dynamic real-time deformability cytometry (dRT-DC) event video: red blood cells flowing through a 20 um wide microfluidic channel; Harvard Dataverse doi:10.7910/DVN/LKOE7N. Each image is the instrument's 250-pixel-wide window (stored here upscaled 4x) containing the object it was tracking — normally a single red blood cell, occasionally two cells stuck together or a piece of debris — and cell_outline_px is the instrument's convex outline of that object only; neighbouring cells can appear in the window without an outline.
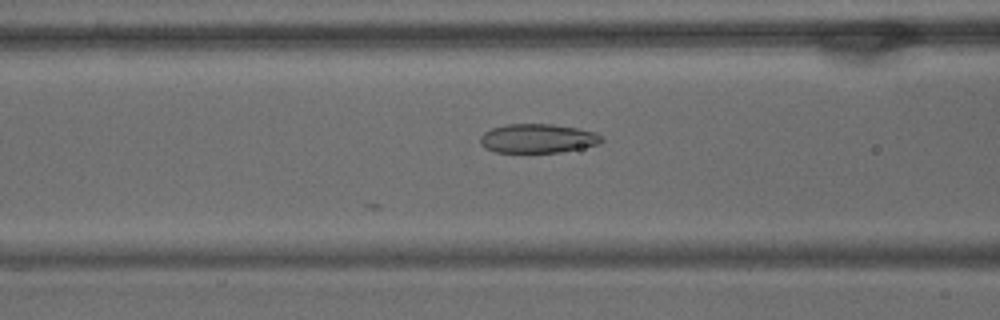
{"species": "common noctule bat (a hibernating species)", "species_latin": "Nyctalus noctula", "temperature_condition": "warm", "stored_images_in_passage": 42, "camera_frame_rate_fps": 3000, "um_per_image_px": 0.085, "animal": {"sex": "male", "body_mass_g": 15.6}, "frame": {"image": 1, "passage_image": 7, "time_ms": 2.0, "image_size_px": [1000, 320], "cell_outline_px": [[604, 140], [600, 144], [560, 152], [496, 152], [484, 148], [480, 144], [480, 136], [484, 132], [492, 128], [504, 124], [552, 124], [576, 128], [596, 132], [604, 136]], "centroid_in_image_um": [45.71, 11.76], "position_along_channel_um": 120.9, "area_um2": 20.69}}
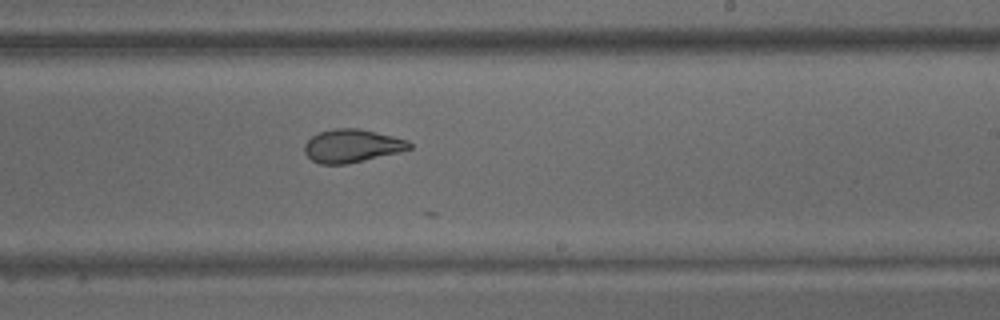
{"frame": {"image": 2, "passage_image": 19, "time_ms": 6.0, "image_size_px": [1000, 320], "cell_outline_px": [[412, 148], [400, 152], [348, 164], [320, 164], [312, 160], [304, 152], [304, 144], [312, 136], [320, 132], [336, 128], [356, 128], [376, 132], [408, 140], [412, 144]], "centroid_in_image_um": [29.92, 12.4], "position_along_channel_um": 259.1, "area_um2": 20.23}}
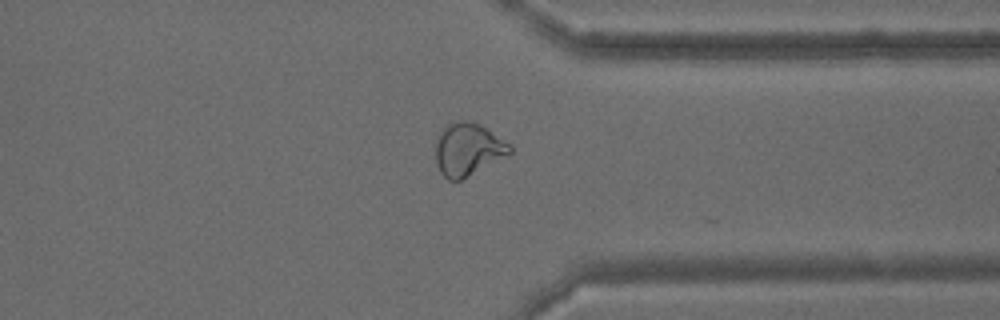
{"frame": {"image": 3, "passage_image": 29, "time_ms": 9.333, "image_size_px": [1000, 320], "cell_outline_px": [[512, 152], [460, 180], [448, 180], [440, 172], [436, 164], [436, 136], [448, 124], [456, 120], [468, 120], [480, 124], [512, 144]], "centroid_in_image_um": [39.76, 12.66], "position_along_channel_um": 371.6, "area_um2": 22.72}, "authors_computed_cell_mechanics": {"area_um2": 21.3571, "velocity_mm_per_s": 3.455, "shape_relaxation_time_tau1_ms": null, "shape_relaxation_time_tau2_ms": 1.8954, "deformation_change_tau1": null, "deformation_change_tau2": 0.078}}